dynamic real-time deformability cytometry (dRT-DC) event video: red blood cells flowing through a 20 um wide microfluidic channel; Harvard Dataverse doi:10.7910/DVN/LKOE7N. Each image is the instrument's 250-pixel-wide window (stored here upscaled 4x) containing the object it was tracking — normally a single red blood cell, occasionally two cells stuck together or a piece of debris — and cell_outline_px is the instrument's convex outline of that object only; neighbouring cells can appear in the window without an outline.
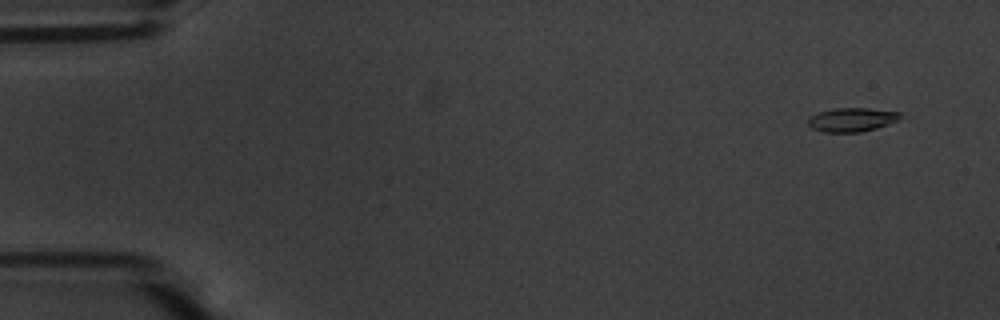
{"species": "common noctule bat (a hibernating species)", "species_latin": "Nyctalus noctula", "temperature_condition": "warm", "stored_images_in_passage": 53, "camera_frame_rate_fps": 3000, "um_per_image_px": 0.085, "animal": {"sex": "male", "body_mass_g": 20.1, "forearm_length_mm": 53.5}, "frame": {"image": 1, "passage_image": 1, "time_ms": 0.0, "image_size_px": [1000, 320], "cell_outline_px": [[900, 116], [896, 120], [876, 128], [860, 132], [824, 132], [812, 128], [808, 124], [808, 116], [820, 112], [836, 108], [868, 108], [900, 112]], "centroid_in_image_um": [72.35, 10.17], "position_along_channel_um": 12.6, "area_um2": 12.6}}
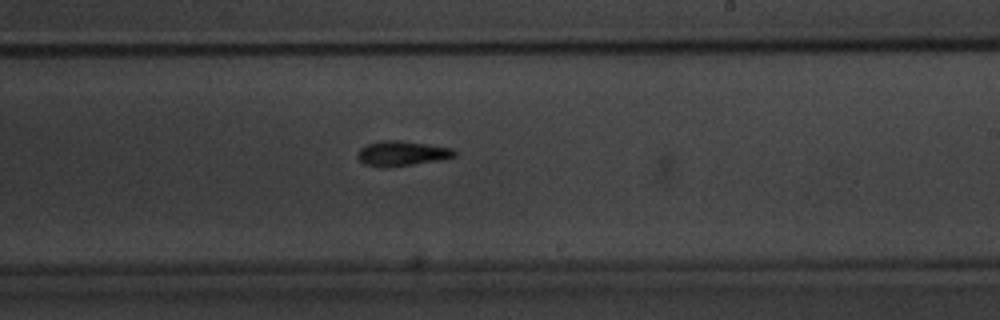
{"frame": {"image": 2, "passage_image": 31, "time_ms": 10.0, "image_size_px": [1000, 320], "cell_outline_px": [[456, 156], [440, 160], [384, 168], [380, 168], [364, 164], [356, 156], [356, 152], [360, 148], [368, 144], [380, 140], [400, 140], [452, 148], [456, 152]], "centroid_in_image_um": [34.11, 13.04], "position_along_channel_um": 254.9, "area_um2": 14.16}}
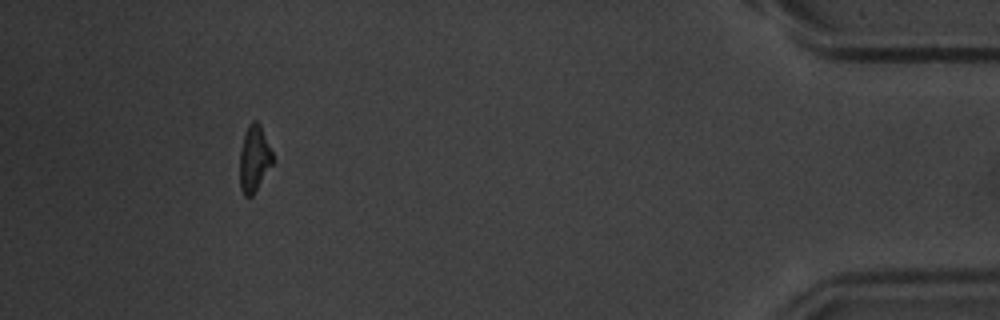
{"frame": {"image": 3, "passage_image": 49, "time_ms": 16.0, "image_size_px": [1000, 320], "cell_outline_px": [[272, 164], [252, 196], [244, 196], [240, 188], [240, 148], [244, 132], [248, 124], [252, 120], [256, 120], [260, 124], [272, 152]], "centroid_in_image_um": [21.58, 13.45], "position_along_channel_um": 413.6, "area_um2": 12.66}, "authors_computed_cell_mechanics": {"area_um2": 13.6986, "velocity_mm_per_s": 3.6508, "shape_relaxation_time_tau1_ms": 3.4488, "shape_relaxation_time_tau2_ms": 6.1868, "deformation_change_tau1": 0.1447, "deformation_change_tau2": 0.1393}}